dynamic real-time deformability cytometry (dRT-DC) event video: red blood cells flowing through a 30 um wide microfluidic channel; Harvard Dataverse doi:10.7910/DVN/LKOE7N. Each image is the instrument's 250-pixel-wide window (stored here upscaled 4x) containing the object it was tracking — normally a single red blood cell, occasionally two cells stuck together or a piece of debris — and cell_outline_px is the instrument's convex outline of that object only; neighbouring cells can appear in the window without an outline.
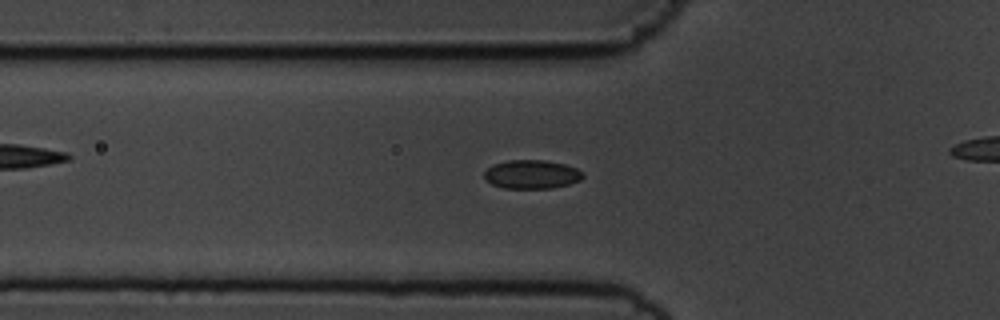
{"species": "common noctule bat (a hibernating species)", "species_latin": "Nyctalus noctula", "temperature_condition": "cold", "stored_images_in_passage": 46, "camera_frame_rate_fps": 3000, "um_per_image_px": 0.085, "animal": {"sex": "male", "body_mass_g": 19.5, "forearm_length_mm": 54.6}, "frame": {"image": 1, "passage_image": 19, "time_ms": 6.0, "image_size_px": [1000, 320], "cell_outline_px": [[584, 176], [580, 180], [568, 184], [552, 188], [504, 188], [492, 184], [484, 180], [484, 172], [492, 164], [508, 160], [544, 160], [564, 164], [576, 168], [584, 172]], "centroid_in_image_um": [45.18, 14.81], "position_along_channel_um": 80.6, "area_um2": 16.59}}
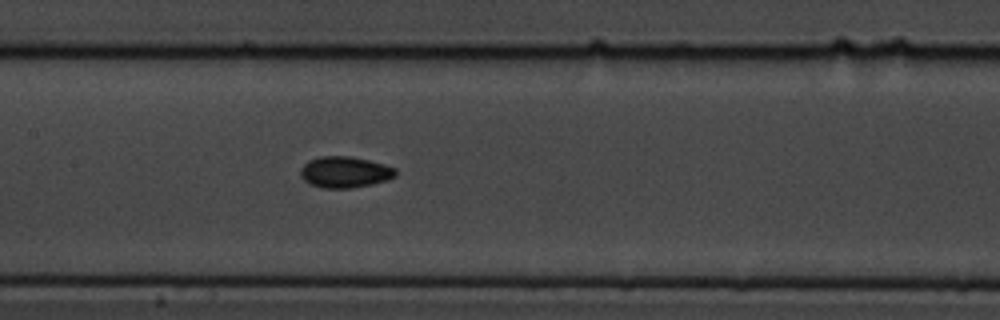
{"frame": {"image": 2, "passage_image": 27, "time_ms": 8.667, "image_size_px": [1000, 320], "cell_outline_px": [[396, 176], [388, 180], [372, 184], [348, 188], [324, 188], [308, 184], [300, 176], [300, 168], [308, 160], [320, 156], [352, 156], [384, 164], [396, 168]], "centroid_in_image_um": [29.29, 14.62], "position_along_channel_um": 178.1, "area_um2": 17.46}}
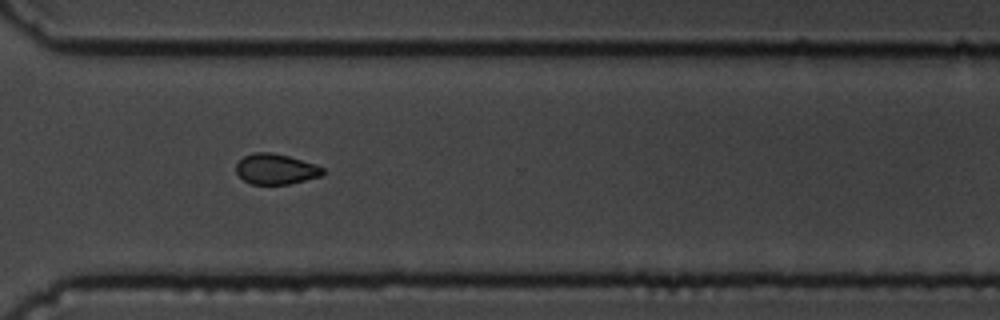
{"frame": {"image": 3, "passage_image": 41, "time_ms": 13.333, "image_size_px": [1000, 320], "cell_outline_px": [[324, 176], [288, 184], [252, 184], [244, 180], [236, 172], [236, 164], [244, 156], [252, 152], [272, 152], [288, 156], [316, 164], [324, 168]], "centroid_in_image_um": [23.47, 14.37], "position_along_channel_um": 347.1, "area_um2": 15.49}}